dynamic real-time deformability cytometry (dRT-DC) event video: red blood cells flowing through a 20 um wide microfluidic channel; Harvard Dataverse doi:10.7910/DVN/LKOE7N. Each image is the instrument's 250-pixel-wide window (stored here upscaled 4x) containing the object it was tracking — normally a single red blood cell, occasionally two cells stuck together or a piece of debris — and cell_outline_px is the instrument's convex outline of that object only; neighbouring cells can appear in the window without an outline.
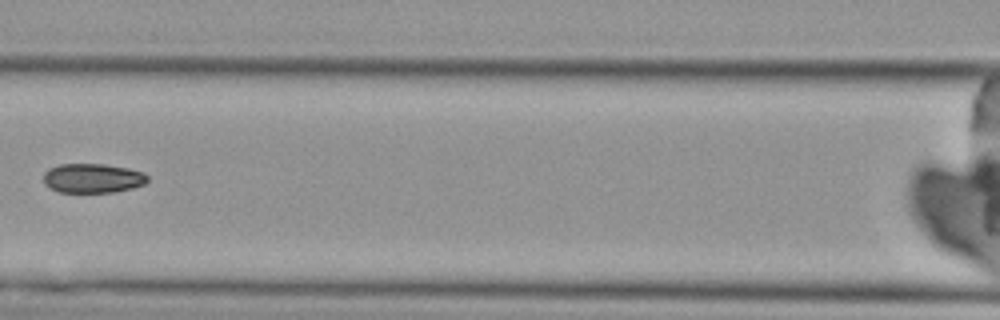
{"species": "Egyptian fruit bat (a non-hibernating species)", "species_latin": "Rousettus aegyptiacus", "temperature_condition": "cold", "stored_images_in_passage": 9, "camera_frame_rate_fps": 3000, "um_per_image_px": 0.085, "animal": {"sex": "female"}, "frame": {"image": 1, "passage_image": 6, "time_ms": 7.0, "image_size_px": [1000, 320], "cell_outline_px": [[148, 180], [144, 184], [132, 188], [112, 192], [60, 192], [44, 184], [44, 172], [48, 168], [60, 164], [104, 164], [128, 168], [144, 172], [148, 176]], "centroid_in_image_um": [7.88, 15.14], "position_along_channel_um": 158.7, "area_um2": 17.8}}
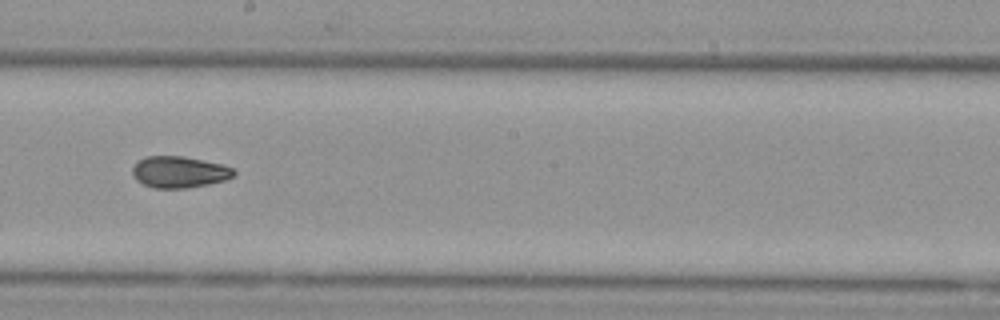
{"frame": {"image": 2, "passage_image": 8, "time_ms": 9.0, "image_size_px": [1000, 320], "cell_outline_px": [[236, 172], [232, 176], [224, 180], [208, 184], [184, 188], [156, 188], [144, 184], [136, 180], [132, 176], [132, 168], [136, 160], [144, 156], [184, 156], [224, 164], [232, 168]], "centroid_in_image_um": [15.2, 14.6], "position_along_channel_um": 233.0, "area_um2": 18.73}}
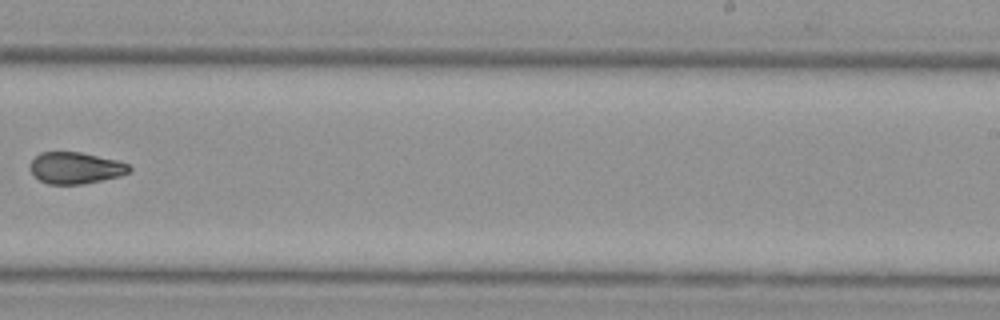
{"frame": {"image": 3, "passage_image": 9, "time_ms": 10.333, "image_size_px": [1000, 320], "cell_outline_px": [[132, 168], [128, 172], [120, 176], [84, 184], [48, 184], [40, 180], [28, 168], [28, 164], [40, 152], [80, 152], [116, 160], [128, 164]], "centroid_in_image_um": [6.39, 14.27], "position_along_channel_um": 282.6, "area_um2": 18.21}}